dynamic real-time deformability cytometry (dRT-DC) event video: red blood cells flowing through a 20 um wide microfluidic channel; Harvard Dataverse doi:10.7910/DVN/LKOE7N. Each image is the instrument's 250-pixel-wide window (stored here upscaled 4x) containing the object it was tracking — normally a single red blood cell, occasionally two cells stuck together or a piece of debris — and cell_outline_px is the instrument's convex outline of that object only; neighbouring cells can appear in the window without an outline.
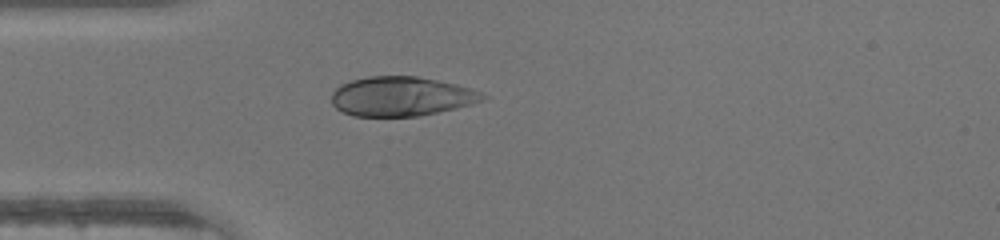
{"species": "human", "species_latin": "Homo sapiens", "temperature_condition": "warm", "stored_images_in_passage": 34, "camera_frame_rate_fps": 3000, "um_per_image_px": 0.085, "donor": {"sex": "male"}, "frame": {"image": 1, "passage_image": 1, "time_ms": 0.0, "image_size_px": [1000, 240], "cell_outline_px": [[488, 96], [484, 100], [472, 104], [456, 108], [416, 116], [352, 116], [336, 108], [332, 104], [332, 92], [340, 84], [352, 80], [368, 76], [416, 76], [436, 80], [472, 88]], "centroid_in_image_um": [34.1, 8.19], "position_along_channel_um": 50.9, "area_um2": 34.62}}
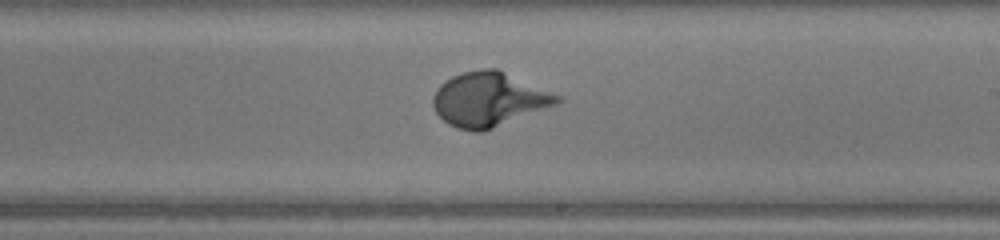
{"frame": {"image": 2, "passage_image": 15, "time_ms": 4.667, "image_size_px": [1000, 240], "cell_outline_px": [[564, 100], [560, 104], [484, 132], [472, 132], [456, 128], [448, 124], [436, 112], [432, 104], [432, 96], [436, 88], [440, 84], [452, 76], [464, 72], [480, 68], [496, 68], [560, 96]], "centroid_in_image_um": [41.56, 8.47], "position_along_channel_um": 247.4, "area_um2": 39.65}}
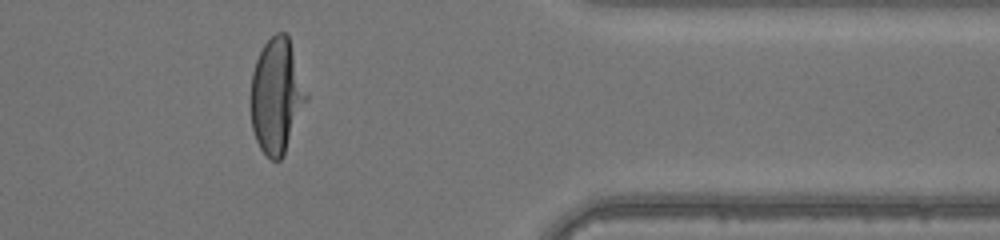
{"frame": {"image": 3, "passage_image": 26, "time_ms": 8.333, "image_size_px": [1000, 240], "cell_outline_px": [[308, 100], [284, 156], [280, 160], [272, 160], [260, 148], [256, 140], [252, 128], [252, 72], [256, 60], [264, 44], [276, 32], [284, 32], [288, 36], [308, 96]], "centroid_in_image_um": [23.53, 8.18], "position_along_channel_um": 387.9, "area_um2": 36.82}}